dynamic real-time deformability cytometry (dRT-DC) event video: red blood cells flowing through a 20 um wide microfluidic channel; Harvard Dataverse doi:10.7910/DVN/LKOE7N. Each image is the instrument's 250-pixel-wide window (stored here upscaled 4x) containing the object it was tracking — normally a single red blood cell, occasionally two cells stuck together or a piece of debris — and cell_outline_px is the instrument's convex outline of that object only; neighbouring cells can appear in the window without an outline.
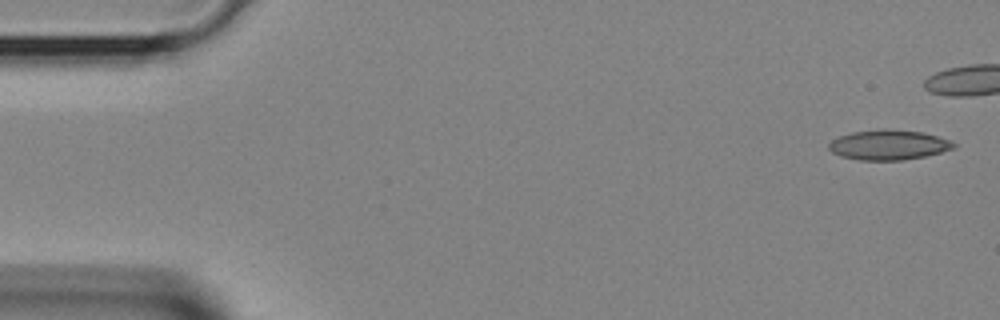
{"species": "Egyptian fruit bat (a non-hibernating species)", "species_latin": "Rousettus aegyptiacus", "temperature_condition": "room temperature", "stored_images_in_passage": 5, "camera_frame_rate_fps": 3000, "um_per_image_px": 0.085, "animal": {"sex": "female"}, "frame": {"image": 1, "passage_image": 1, "time_ms": 0.0, "image_size_px": [1000, 320], "cell_outline_px": [[956, 148], [924, 156], [904, 160], [860, 160], [840, 156], [832, 152], [828, 148], [828, 144], [832, 140], [840, 136], [852, 132], [884, 128], [888, 128], [920, 132], [936, 136], [948, 140], [956, 144]], "centroid_in_image_um": [75.5, 12.31], "position_along_channel_um": 9.5, "area_um2": 21.73}}